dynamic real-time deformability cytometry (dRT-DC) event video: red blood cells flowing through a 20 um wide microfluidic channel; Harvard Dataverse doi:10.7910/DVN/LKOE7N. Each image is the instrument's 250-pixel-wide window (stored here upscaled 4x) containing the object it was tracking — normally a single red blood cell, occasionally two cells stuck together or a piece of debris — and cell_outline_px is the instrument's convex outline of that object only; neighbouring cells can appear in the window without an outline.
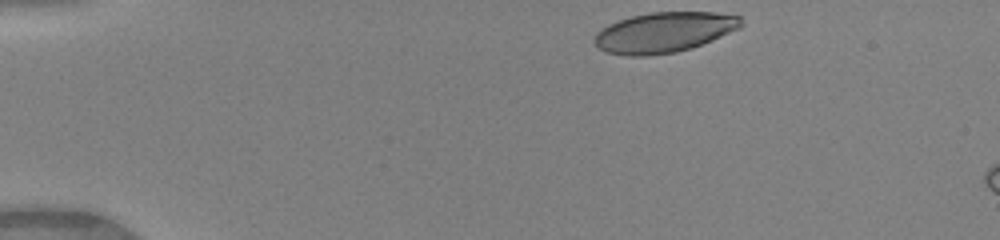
{"species": "human", "species_latin": "Homo sapiens", "temperature_condition": "warm", "stored_images_in_passage": 7, "camera_frame_rate_fps": 3000, "um_per_image_px": 0.085, "donor": {"sex": "female"}, "frame": {"image": 1, "passage_image": 1, "time_ms": 0.0, "image_size_px": [1000, 240], "cell_outline_px": [[744, 24], [740, 28], [712, 40], [692, 48], [676, 52], [648, 56], [628, 56], [604, 52], [592, 40], [596, 32], [608, 24], [632, 16], [652, 12], [716, 12], [740, 16]], "centroid_in_image_um": [56.44, 2.75], "position_along_channel_um": 28.6, "area_um2": 34.62}}